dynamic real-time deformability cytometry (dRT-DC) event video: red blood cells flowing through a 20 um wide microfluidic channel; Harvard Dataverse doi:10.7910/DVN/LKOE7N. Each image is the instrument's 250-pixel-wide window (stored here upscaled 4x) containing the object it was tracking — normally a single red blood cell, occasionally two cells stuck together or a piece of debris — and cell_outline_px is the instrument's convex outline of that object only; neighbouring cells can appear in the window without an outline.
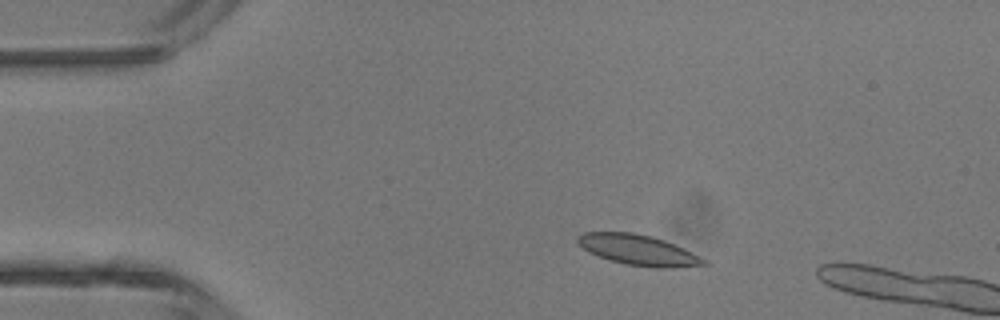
{"species": "common noctule bat (a hibernating species)", "species_latin": "Nyctalus noctula", "temperature_condition": "room temperature", "stored_images_in_passage": 3, "camera_frame_rate_fps": 3000, "um_per_image_px": 0.085, "animal": {"sex": "male", "body_mass_g": 13.3}, "frame": {"image": 1, "passage_image": 2, "time_ms": 1.0, "image_size_px": [1000, 320], "cell_outline_px": [[708, 264], [672, 268], [656, 268], [624, 264], [588, 252], [576, 240], [576, 236], [584, 232], [632, 232], [652, 236], [664, 240], [708, 260]], "centroid_in_image_um": [54.25, 21.25], "position_along_channel_um": 30.8, "area_um2": 22.2}}